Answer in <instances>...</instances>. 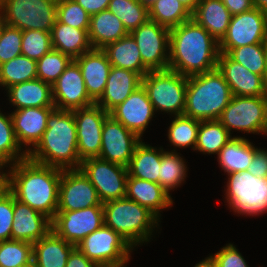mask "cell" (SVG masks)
Returning a JSON list of instances; mask_svg holds the SVG:
<instances>
[{"mask_svg": "<svg viewBox=\"0 0 267 267\" xmlns=\"http://www.w3.org/2000/svg\"><path fill=\"white\" fill-rule=\"evenodd\" d=\"M233 97L218 68L188 77L184 116L199 121L218 120Z\"/></svg>", "mask_w": 267, "mask_h": 267, "instance_id": "4", "label": "cell"}, {"mask_svg": "<svg viewBox=\"0 0 267 267\" xmlns=\"http://www.w3.org/2000/svg\"><path fill=\"white\" fill-rule=\"evenodd\" d=\"M103 210L104 224L124 238L132 248L149 241L155 224L158 226L159 219L152 212L126 197L104 202Z\"/></svg>", "mask_w": 267, "mask_h": 267, "instance_id": "5", "label": "cell"}, {"mask_svg": "<svg viewBox=\"0 0 267 267\" xmlns=\"http://www.w3.org/2000/svg\"><path fill=\"white\" fill-rule=\"evenodd\" d=\"M140 141L135 133L108 115L102 128L99 158L127 167Z\"/></svg>", "mask_w": 267, "mask_h": 267, "instance_id": "17", "label": "cell"}, {"mask_svg": "<svg viewBox=\"0 0 267 267\" xmlns=\"http://www.w3.org/2000/svg\"><path fill=\"white\" fill-rule=\"evenodd\" d=\"M55 107H28L11 113L16 139L22 144L35 147L47 129L49 114Z\"/></svg>", "mask_w": 267, "mask_h": 267, "instance_id": "23", "label": "cell"}, {"mask_svg": "<svg viewBox=\"0 0 267 267\" xmlns=\"http://www.w3.org/2000/svg\"><path fill=\"white\" fill-rule=\"evenodd\" d=\"M191 13L196 9L199 0H179Z\"/></svg>", "mask_w": 267, "mask_h": 267, "instance_id": "54", "label": "cell"}, {"mask_svg": "<svg viewBox=\"0 0 267 267\" xmlns=\"http://www.w3.org/2000/svg\"><path fill=\"white\" fill-rule=\"evenodd\" d=\"M0 12L11 27L51 32L57 20V0H0Z\"/></svg>", "mask_w": 267, "mask_h": 267, "instance_id": "7", "label": "cell"}, {"mask_svg": "<svg viewBox=\"0 0 267 267\" xmlns=\"http://www.w3.org/2000/svg\"><path fill=\"white\" fill-rule=\"evenodd\" d=\"M231 17L222 0H199L192 13V19L204 27L218 42L226 35Z\"/></svg>", "mask_w": 267, "mask_h": 267, "instance_id": "28", "label": "cell"}, {"mask_svg": "<svg viewBox=\"0 0 267 267\" xmlns=\"http://www.w3.org/2000/svg\"><path fill=\"white\" fill-rule=\"evenodd\" d=\"M10 167L5 187L15 199L48 217L51 221L58 208L62 170L38 164L26 158Z\"/></svg>", "mask_w": 267, "mask_h": 267, "instance_id": "1", "label": "cell"}, {"mask_svg": "<svg viewBox=\"0 0 267 267\" xmlns=\"http://www.w3.org/2000/svg\"><path fill=\"white\" fill-rule=\"evenodd\" d=\"M126 198L146 207L157 218L159 211L173 204L169 195L158 183L134 178L128 175L126 181Z\"/></svg>", "mask_w": 267, "mask_h": 267, "instance_id": "25", "label": "cell"}, {"mask_svg": "<svg viewBox=\"0 0 267 267\" xmlns=\"http://www.w3.org/2000/svg\"><path fill=\"white\" fill-rule=\"evenodd\" d=\"M254 7L267 12V0H253Z\"/></svg>", "mask_w": 267, "mask_h": 267, "instance_id": "55", "label": "cell"}, {"mask_svg": "<svg viewBox=\"0 0 267 267\" xmlns=\"http://www.w3.org/2000/svg\"><path fill=\"white\" fill-rule=\"evenodd\" d=\"M183 158L177 152L171 151L162 153L160 162L159 185L169 194L172 190L184 181L186 177V165Z\"/></svg>", "mask_w": 267, "mask_h": 267, "instance_id": "39", "label": "cell"}, {"mask_svg": "<svg viewBox=\"0 0 267 267\" xmlns=\"http://www.w3.org/2000/svg\"><path fill=\"white\" fill-rule=\"evenodd\" d=\"M267 41V12L253 8L233 15L226 35L219 42L221 53L231 49Z\"/></svg>", "mask_w": 267, "mask_h": 267, "instance_id": "12", "label": "cell"}, {"mask_svg": "<svg viewBox=\"0 0 267 267\" xmlns=\"http://www.w3.org/2000/svg\"><path fill=\"white\" fill-rule=\"evenodd\" d=\"M147 10H149L152 5L157 1V0H138Z\"/></svg>", "mask_w": 267, "mask_h": 267, "instance_id": "56", "label": "cell"}, {"mask_svg": "<svg viewBox=\"0 0 267 267\" xmlns=\"http://www.w3.org/2000/svg\"><path fill=\"white\" fill-rule=\"evenodd\" d=\"M37 61L19 55L0 65V86L10 87L37 79Z\"/></svg>", "mask_w": 267, "mask_h": 267, "instance_id": "34", "label": "cell"}, {"mask_svg": "<svg viewBox=\"0 0 267 267\" xmlns=\"http://www.w3.org/2000/svg\"><path fill=\"white\" fill-rule=\"evenodd\" d=\"M9 101L17 109L28 107H55L52 85L40 79L22 82L6 88Z\"/></svg>", "mask_w": 267, "mask_h": 267, "instance_id": "27", "label": "cell"}, {"mask_svg": "<svg viewBox=\"0 0 267 267\" xmlns=\"http://www.w3.org/2000/svg\"><path fill=\"white\" fill-rule=\"evenodd\" d=\"M90 15L75 0H57V21L77 29L89 30Z\"/></svg>", "mask_w": 267, "mask_h": 267, "instance_id": "45", "label": "cell"}, {"mask_svg": "<svg viewBox=\"0 0 267 267\" xmlns=\"http://www.w3.org/2000/svg\"><path fill=\"white\" fill-rule=\"evenodd\" d=\"M77 130V148L81 161L99 157L102 143V128L109 112L96 103L73 110Z\"/></svg>", "mask_w": 267, "mask_h": 267, "instance_id": "16", "label": "cell"}, {"mask_svg": "<svg viewBox=\"0 0 267 267\" xmlns=\"http://www.w3.org/2000/svg\"><path fill=\"white\" fill-rule=\"evenodd\" d=\"M219 42L194 19L170 29L168 69L190 77L217 68Z\"/></svg>", "mask_w": 267, "mask_h": 267, "instance_id": "2", "label": "cell"}, {"mask_svg": "<svg viewBox=\"0 0 267 267\" xmlns=\"http://www.w3.org/2000/svg\"><path fill=\"white\" fill-rule=\"evenodd\" d=\"M72 61L70 56L52 49L37 61V79L52 85Z\"/></svg>", "mask_w": 267, "mask_h": 267, "instance_id": "42", "label": "cell"}, {"mask_svg": "<svg viewBox=\"0 0 267 267\" xmlns=\"http://www.w3.org/2000/svg\"><path fill=\"white\" fill-rule=\"evenodd\" d=\"M33 244L25 241H0V267H22L32 261Z\"/></svg>", "mask_w": 267, "mask_h": 267, "instance_id": "43", "label": "cell"}, {"mask_svg": "<svg viewBox=\"0 0 267 267\" xmlns=\"http://www.w3.org/2000/svg\"><path fill=\"white\" fill-rule=\"evenodd\" d=\"M22 267H38V265L32 260L29 264Z\"/></svg>", "mask_w": 267, "mask_h": 267, "instance_id": "61", "label": "cell"}, {"mask_svg": "<svg viewBox=\"0 0 267 267\" xmlns=\"http://www.w3.org/2000/svg\"><path fill=\"white\" fill-rule=\"evenodd\" d=\"M22 30L5 25L0 36V65L21 55Z\"/></svg>", "mask_w": 267, "mask_h": 267, "instance_id": "46", "label": "cell"}, {"mask_svg": "<svg viewBox=\"0 0 267 267\" xmlns=\"http://www.w3.org/2000/svg\"><path fill=\"white\" fill-rule=\"evenodd\" d=\"M163 152L162 148L157 151L154 147L140 141L127 165L128 175L159 184V168Z\"/></svg>", "mask_w": 267, "mask_h": 267, "instance_id": "32", "label": "cell"}, {"mask_svg": "<svg viewBox=\"0 0 267 267\" xmlns=\"http://www.w3.org/2000/svg\"><path fill=\"white\" fill-rule=\"evenodd\" d=\"M222 2L232 16L247 12L254 8L253 0H222Z\"/></svg>", "mask_w": 267, "mask_h": 267, "instance_id": "51", "label": "cell"}, {"mask_svg": "<svg viewBox=\"0 0 267 267\" xmlns=\"http://www.w3.org/2000/svg\"><path fill=\"white\" fill-rule=\"evenodd\" d=\"M21 148L15 136L11 114L7 117L0 112V165L4 168L6 164L13 165L26 159L27 152L24 150L22 153Z\"/></svg>", "mask_w": 267, "mask_h": 267, "instance_id": "37", "label": "cell"}, {"mask_svg": "<svg viewBox=\"0 0 267 267\" xmlns=\"http://www.w3.org/2000/svg\"><path fill=\"white\" fill-rule=\"evenodd\" d=\"M226 199L241 215H259L267 211V178H258L250 172L228 174Z\"/></svg>", "mask_w": 267, "mask_h": 267, "instance_id": "8", "label": "cell"}, {"mask_svg": "<svg viewBox=\"0 0 267 267\" xmlns=\"http://www.w3.org/2000/svg\"><path fill=\"white\" fill-rule=\"evenodd\" d=\"M80 67L89 97L96 103L103 95L112 68L103 49H94L74 59Z\"/></svg>", "mask_w": 267, "mask_h": 267, "instance_id": "21", "label": "cell"}, {"mask_svg": "<svg viewBox=\"0 0 267 267\" xmlns=\"http://www.w3.org/2000/svg\"><path fill=\"white\" fill-rule=\"evenodd\" d=\"M154 108L146 90L140 86L122 103L113 108L109 115L135 133L140 139L154 115Z\"/></svg>", "mask_w": 267, "mask_h": 267, "instance_id": "19", "label": "cell"}, {"mask_svg": "<svg viewBox=\"0 0 267 267\" xmlns=\"http://www.w3.org/2000/svg\"><path fill=\"white\" fill-rule=\"evenodd\" d=\"M230 139V133L218 120L200 121L194 150L207 154H218Z\"/></svg>", "mask_w": 267, "mask_h": 267, "instance_id": "36", "label": "cell"}, {"mask_svg": "<svg viewBox=\"0 0 267 267\" xmlns=\"http://www.w3.org/2000/svg\"><path fill=\"white\" fill-rule=\"evenodd\" d=\"M227 55L252 73L265 75V43L245 45L231 49Z\"/></svg>", "mask_w": 267, "mask_h": 267, "instance_id": "41", "label": "cell"}, {"mask_svg": "<svg viewBox=\"0 0 267 267\" xmlns=\"http://www.w3.org/2000/svg\"><path fill=\"white\" fill-rule=\"evenodd\" d=\"M140 86L142 76L139 73L112 66L104 93L96 104L110 112Z\"/></svg>", "mask_w": 267, "mask_h": 267, "instance_id": "24", "label": "cell"}, {"mask_svg": "<svg viewBox=\"0 0 267 267\" xmlns=\"http://www.w3.org/2000/svg\"><path fill=\"white\" fill-rule=\"evenodd\" d=\"M128 34L122 21L108 9L90 17L88 36L94 49H103Z\"/></svg>", "mask_w": 267, "mask_h": 267, "instance_id": "29", "label": "cell"}, {"mask_svg": "<svg viewBox=\"0 0 267 267\" xmlns=\"http://www.w3.org/2000/svg\"><path fill=\"white\" fill-rule=\"evenodd\" d=\"M103 206L97 191L80 169L62 170L57 212Z\"/></svg>", "mask_w": 267, "mask_h": 267, "instance_id": "15", "label": "cell"}, {"mask_svg": "<svg viewBox=\"0 0 267 267\" xmlns=\"http://www.w3.org/2000/svg\"><path fill=\"white\" fill-rule=\"evenodd\" d=\"M11 240L34 243L51 230V220L14 197Z\"/></svg>", "mask_w": 267, "mask_h": 267, "instance_id": "22", "label": "cell"}, {"mask_svg": "<svg viewBox=\"0 0 267 267\" xmlns=\"http://www.w3.org/2000/svg\"><path fill=\"white\" fill-rule=\"evenodd\" d=\"M90 16L108 8L110 0H75Z\"/></svg>", "mask_w": 267, "mask_h": 267, "instance_id": "52", "label": "cell"}, {"mask_svg": "<svg viewBox=\"0 0 267 267\" xmlns=\"http://www.w3.org/2000/svg\"><path fill=\"white\" fill-rule=\"evenodd\" d=\"M267 114V96H233L218 121L228 130L261 133Z\"/></svg>", "mask_w": 267, "mask_h": 267, "instance_id": "11", "label": "cell"}, {"mask_svg": "<svg viewBox=\"0 0 267 267\" xmlns=\"http://www.w3.org/2000/svg\"><path fill=\"white\" fill-rule=\"evenodd\" d=\"M188 77L170 69L149 71L142 77L154 111L170 112L175 116L184 114Z\"/></svg>", "mask_w": 267, "mask_h": 267, "instance_id": "6", "label": "cell"}, {"mask_svg": "<svg viewBox=\"0 0 267 267\" xmlns=\"http://www.w3.org/2000/svg\"><path fill=\"white\" fill-rule=\"evenodd\" d=\"M129 34L138 45L143 64L150 71L168 69V51L170 44L169 28L148 19Z\"/></svg>", "mask_w": 267, "mask_h": 267, "instance_id": "13", "label": "cell"}, {"mask_svg": "<svg viewBox=\"0 0 267 267\" xmlns=\"http://www.w3.org/2000/svg\"><path fill=\"white\" fill-rule=\"evenodd\" d=\"M103 224V206H91L77 211L57 212L51 221V229L67 242L77 246Z\"/></svg>", "mask_w": 267, "mask_h": 267, "instance_id": "14", "label": "cell"}, {"mask_svg": "<svg viewBox=\"0 0 267 267\" xmlns=\"http://www.w3.org/2000/svg\"><path fill=\"white\" fill-rule=\"evenodd\" d=\"M171 122L168 130V138L171 144L181 148L192 145L194 150L197 143L200 121L180 115L176 116Z\"/></svg>", "mask_w": 267, "mask_h": 267, "instance_id": "40", "label": "cell"}, {"mask_svg": "<svg viewBox=\"0 0 267 267\" xmlns=\"http://www.w3.org/2000/svg\"><path fill=\"white\" fill-rule=\"evenodd\" d=\"M75 245L58 236L52 229L33 243L32 260L38 267H65Z\"/></svg>", "mask_w": 267, "mask_h": 267, "instance_id": "26", "label": "cell"}, {"mask_svg": "<svg viewBox=\"0 0 267 267\" xmlns=\"http://www.w3.org/2000/svg\"><path fill=\"white\" fill-rule=\"evenodd\" d=\"M14 195L6 188L0 190V241L11 240Z\"/></svg>", "mask_w": 267, "mask_h": 267, "instance_id": "47", "label": "cell"}, {"mask_svg": "<svg viewBox=\"0 0 267 267\" xmlns=\"http://www.w3.org/2000/svg\"><path fill=\"white\" fill-rule=\"evenodd\" d=\"M5 25H6V23H5L4 19H3V16L1 14V12H0V36H1V33H2L3 28H4Z\"/></svg>", "mask_w": 267, "mask_h": 267, "instance_id": "59", "label": "cell"}, {"mask_svg": "<svg viewBox=\"0 0 267 267\" xmlns=\"http://www.w3.org/2000/svg\"><path fill=\"white\" fill-rule=\"evenodd\" d=\"M2 169V166L0 165V170ZM5 174L3 171L0 172V190L5 187Z\"/></svg>", "mask_w": 267, "mask_h": 267, "instance_id": "58", "label": "cell"}, {"mask_svg": "<svg viewBox=\"0 0 267 267\" xmlns=\"http://www.w3.org/2000/svg\"><path fill=\"white\" fill-rule=\"evenodd\" d=\"M79 169L94 186L102 203L125 197L127 167L93 157L81 161Z\"/></svg>", "mask_w": 267, "mask_h": 267, "instance_id": "10", "label": "cell"}, {"mask_svg": "<svg viewBox=\"0 0 267 267\" xmlns=\"http://www.w3.org/2000/svg\"><path fill=\"white\" fill-rule=\"evenodd\" d=\"M65 267H102L89 260L77 247L71 252Z\"/></svg>", "mask_w": 267, "mask_h": 267, "instance_id": "50", "label": "cell"}, {"mask_svg": "<svg viewBox=\"0 0 267 267\" xmlns=\"http://www.w3.org/2000/svg\"><path fill=\"white\" fill-rule=\"evenodd\" d=\"M218 267H249L233 244H229L216 254L211 255Z\"/></svg>", "mask_w": 267, "mask_h": 267, "instance_id": "48", "label": "cell"}, {"mask_svg": "<svg viewBox=\"0 0 267 267\" xmlns=\"http://www.w3.org/2000/svg\"><path fill=\"white\" fill-rule=\"evenodd\" d=\"M257 149L243 137H231L217 154L222 170L228 174L246 171Z\"/></svg>", "mask_w": 267, "mask_h": 267, "instance_id": "33", "label": "cell"}, {"mask_svg": "<svg viewBox=\"0 0 267 267\" xmlns=\"http://www.w3.org/2000/svg\"><path fill=\"white\" fill-rule=\"evenodd\" d=\"M107 9L122 21L128 33L149 19L148 10L138 0H110Z\"/></svg>", "mask_w": 267, "mask_h": 267, "instance_id": "38", "label": "cell"}, {"mask_svg": "<svg viewBox=\"0 0 267 267\" xmlns=\"http://www.w3.org/2000/svg\"><path fill=\"white\" fill-rule=\"evenodd\" d=\"M252 175L258 178H267V151L257 149L248 169Z\"/></svg>", "mask_w": 267, "mask_h": 267, "instance_id": "49", "label": "cell"}, {"mask_svg": "<svg viewBox=\"0 0 267 267\" xmlns=\"http://www.w3.org/2000/svg\"><path fill=\"white\" fill-rule=\"evenodd\" d=\"M27 158L38 164L61 170L79 169L74 112L55 108L48 117L47 129L33 149H26Z\"/></svg>", "mask_w": 267, "mask_h": 267, "instance_id": "3", "label": "cell"}, {"mask_svg": "<svg viewBox=\"0 0 267 267\" xmlns=\"http://www.w3.org/2000/svg\"><path fill=\"white\" fill-rule=\"evenodd\" d=\"M52 96L55 108L62 110L73 111L95 104L87 93L80 67L74 60L52 84Z\"/></svg>", "mask_w": 267, "mask_h": 267, "instance_id": "18", "label": "cell"}, {"mask_svg": "<svg viewBox=\"0 0 267 267\" xmlns=\"http://www.w3.org/2000/svg\"><path fill=\"white\" fill-rule=\"evenodd\" d=\"M217 68L223 74L233 96H267L264 77L252 73L226 53L220 52Z\"/></svg>", "mask_w": 267, "mask_h": 267, "instance_id": "20", "label": "cell"}, {"mask_svg": "<svg viewBox=\"0 0 267 267\" xmlns=\"http://www.w3.org/2000/svg\"><path fill=\"white\" fill-rule=\"evenodd\" d=\"M261 133L267 134V114H266V118H265L264 125H263Z\"/></svg>", "mask_w": 267, "mask_h": 267, "instance_id": "60", "label": "cell"}, {"mask_svg": "<svg viewBox=\"0 0 267 267\" xmlns=\"http://www.w3.org/2000/svg\"><path fill=\"white\" fill-rule=\"evenodd\" d=\"M51 40L53 49L70 56L73 60L92 49L88 30L77 29L57 20L52 27Z\"/></svg>", "mask_w": 267, "mask_h": 267, "instance_id": "31", "label": "cell"}, {"mask_svg": "<svg viewBox=\"0 0 267 267\" xmlns=\"http://www.w3.org/2000/svg\"><path fill=\"white\" fill-rule=\"evenodd\" d=\"M103 50L113 67L139 73L142 77L150 71L143 64L138 45L130 34L108 44Z\"/></svg>", "mask_w": 267, "mask_h": 267, "instance_id": "30", "label": "cell"}, {"mask_svg": "<svg viewBox=\"0 0 267 267\" xmlns=\"http://www.w3.org/2000/svg\"><path fill=\"white\" fill-rule=\"evenodd\" d=\"M194 267H218L216 261L212 256L207 257L205 260L200 261Z\"/></svg>", "mask_w": 267, "mask_h": 267, "instance_id": "53", "label": "cell"}, {"mask_svg": "<svg viewBox=\"0 0 267 267\" xmlns=\"http://www.w3.org/2000/svg\"><path fill=\"white\" fill-rule=\"evenodd\" d=\"M148 15L150 20L169 29L192 18V13L179 0H157Z\"/></svg>", "mask_w": 267, "mask_h": 267, "instance_id": "35", "label": "cell"}, {"mask_svg": "<svg viewBox=\"0 0 267 267\" xmlns=\"http://www.w3.org/2000/svg\"><path fill=\"white\" fill-rule=\"evenodd\" d=\"M265 85L267 89V41L265 43V75H264Z\"/></svg>", "mask_w": 267, "mask_h": 267, "instance_id": "57", "label": "cell"}, {"mask_svg": "<svg viewBox=\"0 0 267 267\" xmlns=\"http://www.w3.org/2000/svg\"><path fill=\"white\" fill-rule=\"evenodd\" d=\"M52 49L51 32L42 30L22 31L21 55L38 61Z\"/></svg>", "mask_w": 267, "mask_h": 267, "instance_id": "44", "label": "cell"}, {"mask_svg": "<svg viewBox=\"0 0 267 267\" xmlns=\"http://www.w3.org/2000/svg\"><path fill=\"white\" fill-rule=\"evenodd\" d=\"M89 260L102 267H124L133 248L112 228L103 224L76 246Z\"/></svg>", "mask_w": 267, "mask_h": 267, "instance_id": "9", "label": "cell"}]
</instances>
